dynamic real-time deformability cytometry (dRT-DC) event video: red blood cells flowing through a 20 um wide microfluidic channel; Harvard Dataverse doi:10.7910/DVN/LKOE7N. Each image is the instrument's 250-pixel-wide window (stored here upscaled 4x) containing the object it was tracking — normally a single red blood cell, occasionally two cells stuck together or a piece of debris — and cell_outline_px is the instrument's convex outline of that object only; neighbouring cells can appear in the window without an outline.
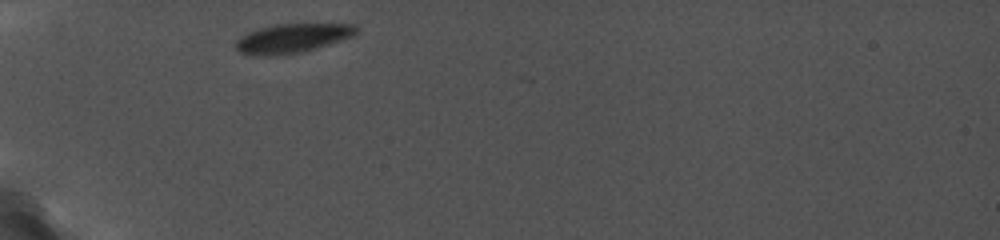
{"species": "common noctule bat (a hibernating species)", "species_latin": "Nyctalus noctula", "temperature_condition": "cold", "stored_images_in_passage": 2, "camera_frame_rate_fps": 5000, "um_per_image_px": 0.085, "animal": {"sex": "female", "body_mass_g": 19.0, "forearm_length_mm": 56.7}, "frame": {"image": 1, "passage_image": 1, "time_ms": 0.0, "image_size_px": [1000, 240], "cell_outline_px": [[360, 28], [352, 36], [316, 48], [300, 52], [276, 56], [268, 56], [240, 52], [236, 48], [236, 40], [240, 36], [248, 32], [260, 28], [276, 24], [356, 24]], "centroid_in_image_um": [24.85, 3.24], "position_along_channel_um": 60.1, "area_um2": 20.23}}